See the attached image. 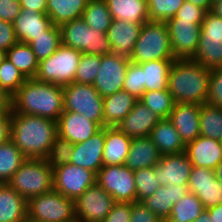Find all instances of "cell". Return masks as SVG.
Returning a JSON list of instances; mask_svg holds the SVG:
<instances>
[{
  "instance_id": "cell-1",
  "label": "cell",
  "mask_w": 222,
  "mask_h": 222,
  "mask_svg": "<svg viewBox=\"0 0 222 222\" xmlns=\"http://www.w3.org/2000/svg\"><path fill=\"white\" fill-rule=\"evenodd\" d=\"M57 135V121L12 111L10 139L27 159H46Z\"/></svg>"
},
{
  "instance_id": "cell-2",
  "label": "cell",
  "mask_w": 222,
  "mask_h": 222,
  "mask_svg": "<svg viewBox=\"0 0 222 222\" xmlns=\"http://www.w3.org/2000/svg\"><path fill=\"white\" fill-rule=\"evenodd\" d=\"M63 101V86L31 78L12 96L11 109L14 113L58 121L64 111Z\"/></svg>"
},
{
  "instance_id": "cell-3",
  "label": "cell",
  "mask_w": 222,
  "mask_h": 222,
  "mask_svg": "<svg viewBox=\"0 0 222 222\" xmlns=\"http://www.w3.org/2000/svg\"><path fill=\"white\" fill-rule=\"evenodd\" d=\"M210 69L193 59H175L168 78V91L175 103L204 104Z\"/></svg>"
},
{
  "instance_id": "cell-4",
  "label": "cell",
  "mask_w": 222,
  "mask_h": 222,
  "mask_svg": "<svg viewBox=\"0 0 222 222\" xmlns=\"http://www.w3.org/2000/svg\"><path fill=\"white\" fill-rule=\"evenodd\" d=\"M175 60L166 22L147 21L143 24L130 61L141 64L153 60Z\"/></svg>"
},
{
  "instance_id": "cell-5",
  "label": "cell",
  "mask_w": 222,
  "mask_h": 222,
  "mask_svg": "<svg viewBox=\"0 0 222 222\" xmlns=\"http://www.w3.org/2000/svg\"><path fill=\"white\" fill-rule=\"evenodd\" d=\"M7 184L28 201L53 190V169L46 159H27Z\"/></svg>"
},
{
  "instance_id": "cell-6",
  "label": "cell",
  "mask_w": 222,
  "mask_h": 222,
  "mask_svg": "<svg viewBox=\"0 0 222 222\" xmlns=\"http://www.w3.org/2000/svg\"><path fill=\"white\" fill-rule=\"evenodd\" d=\"M61 43L76 49L82 54L105 55L112 53L106 33L88 26L81 18L61 25Z\"/></svg>"
},
{
  "instance_id": "cell-7",
  "label": "cell",
  "mask_w": 222,
  "mask_h": 222,
  "mask_svg": "<svg viewBox=\"0 0 222 222\" xmlns=\"http://www.w3.org/2000/svg\"><path fill=\"white\" fill-rule=\"evenodd\" d=\"M27 222H77L75 201L54 189L27 201Z\"/></svg>"
},
{
  "instance_id": "cell-8",
  "label": "cell",
  "mask_w": 222,
  "mask_h": 222,
  "mask_svg": "<svg viewBox=\"0 0 222 222\" xmlns=\"http://www.w3.org/2000/svg\"><path fill=\"white\" fill-rule=\"evenodd\" d=\"M82 52L63 44L49 58L39 61L35 79L59 86L74 82Z\"/></svg>"
},
{
  "instance_id": "cell-9",
  "label": "cell",
  "mask_w": 222,
  "mask_h": 222,
  "mask_svg": "<svg viewBox=\"0 0 222 222\" xmlns=\"http://www.w3.org/2000/svg\"><path fill=\"white\" fill-rule=\"evenodd\" d=\"M64 111L82 114L85 118L104 127L103 97L93 85L73 82L63 86Z\"/></svg>"
},
{
  "instance_id": "cell-10",
  "label": "cell",
  "mask_w": 222,
  "mask_h": 222,
  "mask_svg": "<svg viewBox=\"0 0 222 222\" xmlns=\"http://www.w3.org/2000/svg\"><path fill=\"white\" fill-rule=\"evenodd\" d=\"M193 60L207 69L222 67V18L208 11L201 24V34Z\"/></svg>"
},
{
  "instance_id": "cell-11",
  "label": "cell",
  "mask_w": 222,
  "mask_h": 222,
  "mask_svg": "<svg viewBox=\"0 0 222 222\" xmlns=\"http://www.w3.org/2000/svg\"><path fill=\"white\" fill-rule=\"evenodd\" d=\"M96 182L115 202H136L134 171L125 165H106L96 174Z\"/></svg>"
},
{
  "instance_id": "cell-12",
  "label": "cell",
  "mask_w": 222,
  "mask_h": 222,
  "mask_svg": "<svg viewBox=\"0 0 222 222\" xmlns=\"http://www.w3.org/2000/svg\"><path fill=\"white\" fill-rule=\"evenodd\" d=\"M95 182L94 172L71 163L53 169V189L74 201Z\"/></svg>"
},
{
  "instance_id": "cell-13",
  "label": "cell",
  "mask_w": 222,
  "mask_h": 222,
  "mask_svg": "<svg viewBox=\"0 0 222 222\" xmlns=\"http://www.w3.org/2000/svg\"><path fill=\"white\" fill-rule=\"evenodd\" d=\"M114 203L113 197L95 182L75 200L76 221L102 222Z\"/></svg>"
},
{
  "instance_id": "cell-14",
  "label": "cell",
  "mask_w": 222,
  "mask_h": 222,
  "mask_svg": "<svg viewBox=\"0 0 222 222\" xmlns=\"http://www.w3.org/2000/svg\"><path fill=\"white\" fill-rule=\"evenodd\" d=\"M129 62L130 58L114 53L102 56L99 72L93 86L103 98L123 90Z\"/></svg>"
},
{
  "instance_id": "cell-15",
  "label": "cell",
  "mask_w": 222,
  "mask_h": 222,
  "mask_svg": "<svg viewBox=\"0 0 222 222\" xmlns=\"http://www.w3.org/2000/svg\"><path fill=\"white\" fill-rule=\"evenodd\" d=\"M175 59H193L196 55L201 25L186 20L166 21Z\"/></svg>"
},
{
  "instance_id": "cell-16",
  "label": "cell",
  "mask_w": 222,
  "mask_h": 222,
  "mask_svg": "<svg viewBox=\"0 0 222 222\" xmlns=\"http://www.w3.org/2000/svg\"><path fill=\"white\" fill-rule=\"evenodd\" d=\"M188 191L197 195L205 210L222 203V183L214 170L192 166Z\"/></svg>"
},
{
  "instance_id": "cell-17",
  "label": "cell",
  "mask_w": 222,
  "mask_h": 222,
  "mask_svg": "<svg viewBox=\"0 0 222 222\" xmlns=\"http://www.w3.org/2000/svg\"><path fill=\"white\" fill-rule=\"evenodd\" d=\"M191 169L192 163L186 152L161 156L159 163L154 166L155 178L161 186L188 187Z\"/></svg>"
},
{
  "instance_id": "cell-18",
  "label": "cell",
  "mask_w": 222,
  "mask_h": 222,
  "mask_svg": "<svg viewBox=\"0 0 222 222\" xmlns=\"http://www.w3.org/2000/svg\"><path fill=\"white\" fill-rule=\"evenodd\" d=\"M105 143V127L101 128L85 142L74 144L70 163L91 170L95 174L103 167V150Z\"/></svg>"
},
{
  "instance_id": "cell-19",
  "label": "cell",
  "mask_w": 222,
  "mask_h": 222,
  "mask_svg": "<svg viewBox=\"0 0 222 222\" xmlns=\"http://www.w3.org/2000/svg\"><path fill=\"white\" fill-rule=\"evenodd\" d=\"M100 129L97 123L76 112L63 111L57 121L58 135L73 144L85 142Z\"/></svg>"
},
{
  "instance_id": "cell-20",
  "label": "cell",
  "mask_w": 222,
  "mask_h": 222,
  "mask_svg": "<svg viewBox=\"0 0 222 222\" xmlns=\"http://www.w3.org/2000/svg\"><path fill=\"white\" fill-rule=\"evenodd\" d=\"M201 106L200 104L176 103L168 118L185 145L200 136Z\"/></svg>"
},
{
  "instance_id": "cell-21",
  "label": "cell",
  "mask_w": 222,
  "mask_h": 222,
  "mask_svg": "<svg viewBox=\"0 0 222 222\" xmlns=\"http://www.w3.org/2000/svg\"><path fill=\"white\" fill-rule=\"evenodd\" d=\"M161 120L145 104L136 101L131 112L116 126V128L133 138L149 137L151 130Z\"/></svg>"
},
{
  "instance_id": "cell-22",
  "label": "cell",
  "mask_w": 222,
  "mask_h": 222,
  "mask_svg": "<svg viewBox=\"0 0 222 222\" xmlns=\"http://www.w3.org/2000/svg\"><path fill=\"white\" fill-rule=\"evenodd\" d=\"M143 24L113 19L106 32L112 53L130 58Z\"/></svg>"
},
{
  "instance_id": "cell-23",
  "label": "cell",
  "mask_w": 222,
  "mask_h": 222,
  "mask_svg": "<svg viewBox=\"0 0 222 222\" xmlns=\"http://www.w3.org/2000/svg\"><path fill=\"white\" fill-rule=\"evenodd\" d=\"M185 152L195 167L214 170L222 161L221 142L201 135L186 145Z\"/></svg>"
},
{
  "instance_id": "cell-24",
  "label": "cell",
  "mask_w": 222,
  "mask_h": 222,
  "mask_svg": "<svg viewBox=\"0 0 222 222\" xmlns=\"http://www.w3.org/2000/svg\"><path fill=\"white\" fill-rule=\"evenodd\" d=\"M51 25V19L46 13H39L33 9H21L13 22L18 42L27 44L43 34Z\"/></svg>"
},
{
  "instance_id": "cell-25",
  "label": "cell",
  "mask_w": 222,
  "mask_h": 222,
  "mask_svg": "<svg viewBox=\"0 0 222 222\" xmlns=\"http://www.w3.org/2000/svg\"><path fill=\"white\" fill-rule=\"evenodd\" d=\"M188 192V187L177 185L160 186L153 195L148 196L142 203L163 222L169 218L172 207Z\"/></svg>"
},
{
  "instance_id": "cell-26",
  "label": "cell",
  "mask_w": 222,
  "mask_h": 222,
  "mask_svg": "<svg viewBox=\"0 0 222 222\" xmlns=\"http://www.w3.org/2000/svg\"><path fill=\"white\" fill-rule=\"evenodd\" d=\"M161 156L149 137L133 138L124 165L132 171L154 167L159 163Z\"/></svg>"
},
{
  "instance_id": "cell-27",
  "label": "cell",
  "mask_w": 222,
  "mask_h": 222,
  "mask_svg": "<svg viewBox=\"0 0 222 222\" xmlns=\"http://www.w3.org/2000/svg\"><path fill=\"white\" fill-rule=\"evenodd\" d=\"M149 138L162 156L186 151V145L169 119H161L151 130Z\"/></svg>"
},
{
  "instance_id": "cell-28",
  "label": "cell",
  "mask_w": 222,
  "mask_h": 222,
  "mask_svg": "<svg viewBox=\"0 0 222 222\" xmlns=\"http://www.w3.org/2000/svg\"><path fill=\"white\" fill-rule=\"evenodd\" d=\"M132 139L116 127H105L103 166L124 165L130 150Z\"/></svg>"
},
{
  "instance_id": "cell-29",
  "label": "cell",
  "mask_w": 222,
  "mask_h": 222,
  "mask_svg": "<svg viewBox=\"0 0 222 222\" xmlns=\"http://www.w3.org/2000/svg\"><path fill=\"white\" fill-rule=\"evenodd\" d=\"M137 100L125 90L104 97V127H116L131 112Z\"/></svg>"
},
{
  "instance_id": "cell-30",
  "label": "cell",
  "mask_w": 222,
  "mask_h": 222,
  "mask_svg": "<svg viewBox=\"0 0 222 222\" xmlns=\"http://www.w3.org/2000/svg\"><path fill=\"white\" fill-rule=\"evenodd\" d=\"M0 222H27V200L7 183L0 184Z\"/></svg>"
},
{
  "instance_id": "cell-31",
  "label": "cell",
  "mask_w": 222,
  "mask_h": 222,
  "mask_svg": "<svg viewBox=\"0 0 222 222\" xmlns=\"http://www.w3.org/2000/svg\"><path fill=\"white\" fill-rule=\"evenodd\" d=\"M112 19L145 23L148 20L147 0H105Z\"/></svg>"
},
{
  "instance_id": "cell-32",
  "label": "cell",
  "mask_w": 222,
  "mask_h": 222,
  "mask_svg": "<svg viewBox=\"0 0 222 222\" xmlns=\"http://www.w3.org/2000/svg\"><path fill=\"white\" fill-rule=\"evenodd\" d=\"M88 0H47L46 14L53 25L60 27L82 17Z\"/></svg>"
},
{
  "instance_id": "cell-33",
  "label": "cell",
  "mask_w": 222,
  "mask_h": 222,
  "mask_svg": "<svg viewBox=\"0 0 222 222\" xmlns=\"http://www.w3.org/2000/svg\"><path fill=\"white\" fill-rule=\"evenodd\" d=\"M173 62L174 60L160 59L141 63L145 92L168 89V78Z\"/></svg>"
},
{
  "instance_id": "cell-34",
  "label": "cell",
  "mask_w": 222,
  "mask_h": 222,
  "mask_svg": "<svg viewBox=\"0 0 222 222\" xmlns=\"http://www.w3.org/2000/svg\"><path fill=\"white\" fill-rule=\"evenodd\" d=\"M6 56L26 79L35 78L39 60L29 44L17 42L6 52Z\"/></svg>"
},
{
  "instance_id": "cell-35",
  "label": "cell",
  "mask_w": 222,
  "mask_h": 222,
  "mask_svg": "<svg viewBox=\"0 0 222 222\" xmlns=\"http://www.w3.org/2000/svg\"><path fill=\"white\" fill-rule=\"evenodd\" d=\"M26 160L11 139L0 144V184L7 183Z\"/></svg>"
},
{
  "instance_id": "cell-36",
  "label": "cell",
  "mask_w": 222,
  "mask_h": 222,
  "mask_svg": "<svg viewBox=\"0 0 222 222\" xmlns=\"http://www.w3.org/2000/svg\"><path fill=\"white\" fill-rule=\"evenodd\" d=\"M203 212L204 206L195 193L187 192L175 203L166 222H193Z\"/></svg>"
},
{
  "instance_id": "cell-37",
  "label": "cell",
  "mask_w": 222,
  "mask_h": 222,
  "mask_svg": "<svg viewBox=\"0 0 222 222\" xmlns=\"http://www.w3.org/2000/svg\"><path fill=\"white\" fill-rule=\"evenodd\" d=\"M82 19L91 28L104 33L113 20L105 0H88Z\"/></svg>"
},
{
  "instance_id": "cell-38",
  "label": "cell",
  "mask_w": 222,
  "mask_h": 222,
  "mask_svg": "<svg viewBox=\"0 0 222 222\" xmlns=\"http://www.w3.org/2000/svg\"><path fill=\"white\" fill-rule=\"evenodd\" d=\"M200 135L217 141L222 140V109L202 104L200 113Z\"/></svg>"
},
{
  "instance_id": "cell-39",
  "label": "cell",
  "mask_w": 222,
  "mask_h": 222,
  "mask_svg": "<svg viewBox=\"0 0 222 222\" xmlns=\"http://www.w3.org/2000/svg\"><path fill=\"white\" fill-rule=\"evenodd\" d=\"M61 44L60 28L53 24L43 34L29 43L39 61L49 58Z\"/></svg>"
},
{
  "instance_id": "cell-40",
  "label": "cell",
  "mask_w": 222,
  "mask_h": 222,
  "mask_svg": "<svg viewBox=\"0 0 222 222\" xmlns=\"http://www.w3.org/2000/svg\"><path fill=\"white\" fill-rule=\"evenodd\" d=\"M138 100L161 119H168L176 104L168 89L146 91Z\"/></svg>"
},
{
  "instance_id": "cell-41",
  "label": "cell",
  "mask_w": 222,
  "mask_h": 222,
  "mask_svg": "<svg viewBox=\"0 0 222 222\" xmlns=\"http://www.w3.org/2000/svg\"><path fill=\"white\" fill-rule=\"evenodd\" d=\"M155 176L154 167H146L134 171L136 202H142L148 196L153 195L161 186Z\"/></svg>"
},
{
  "instance_id": "cell-42",
  "label": "cell",
  "mask_w": 222,
  "mask_h": 222,
  "mask_svg": "<svg viewBox=\"0 0 222 222\" xmlns=\"http://www.w3.org/2000/svg\"><path fill=\"white\" fill-rule=\"evenodd\" d=\"M184 0H147L148 20L166 22L174 17Z\"/></svg>"
},
{
  "instance_id": "cell-43",
  "label": "cell",
  "mask_w": 222,
  "mask_h": 222,
  "mask_svg": "<svg viewBox=\"0 0 222 222\" xmlns=\"http://www.w3.org/2000/svg\"><path fill=\"white\" fill-rule=\"evenodd\" d=\"M101 55L82 54L74 82L93 85L101 65Z\"/></svg>"
},
{
  "instance_id": "cell-44",
  "label": "cell",
  "mask_w": 222,
  "mask_h": 222,
  "mask_svg": "<svg viewBox=\"0 0 222 222\" xmlns=\"http://www.w3.org/2000/svg\"><path fill=\"white\" fill-rule=\"evenodd\" d=\"M25 81L23 74L6 58L0 66V88L12 97Z\"/></svg>"
},
{
  "instance_id": "cell-45",
  "label": "cell",
  "mask_w": 222,
  "mask_h": 222,
  "mask_svg": "<svg viewBox=\"0 0 222 222\" xmlns=\"http://www.w3.org/2000/svg\"><path fill=\"white\" fill-rule=\"evenodd\" d=\"M74 144L69 140L57 135L52 144L49 155L46 157L48 165L51 169L58 166L69 164L73 155Z\"/></svg>"
},
{
  "instance_id": "cell-46",
  "label": "cell",
  "mask_w": 222,
  "mask_h": 222,
  "mask_svg": "<svg viewBox=\"0 0 222 222\" xmlns=\"http://www.w3.org/2000/svg\"><path fill=\"white\" fill-rule=\"evenodd\" d=\"M143 69L141 64L129 62L126 70L125 80L123 84V90L132 94L135 98L139 99L145 92V86L143 85Z\"/></svg>"
},
{
  "instance_id": "cell-47",
  "label": "cell",
  "mask_w": 222,
  "mask_h": 222,
  "mask_svg": "<svg viewBox=\"0 0 222 222\" xmlns=\"http://www.w3.org/2000/svg\"><path fill=\"white\" fill-rule=\"evenodd\" d=\"M206 104L222 109V67L210 70Z\"/></svg>"
},
{
  "instance_id": "cell-48",
  "label": "cell",
  "mask_w": 222,
  "mask_h": 222,
  "mask_svg": "<svg viewBox=\"0 0 222 222\" xmlns=\"http://www.w3.org/2000/svg\"><path fill=\"white\" fill-rule=\"evenodd\" d=\"M206 11L203 8L193 5L192 3L185 1L176 15L168 20H186L191 23L202 24L205 18Z\"/></svg>"
},
{
  "instance_id": "cell-49",
  "label": "cell",
  "mask_w": 222,
  "mask_h": 222,
  "mask_svg": "<svg viewBox=\"0 0 222 222\" xmlns=\"http://www.w3.org/2000/svg\"><path fill=\"white\" fill-rule=\"evenodd\" d=\"M132 203L115 202L102 222H130Z\"/></svg>"
},
{
  "instance_id": "cell-50",
  "label": "cell",
  "mask_w": 222,
  "mask_h": 222,
  "mask_svg": "<svg viewBox=\"0 0 222 222\" xmlns=\"http://www.w3.org/2000/svg\"><path fill=\"white\" fill-rule=\"evenodd\" d=\"M130 222H163L142 202H133Z\"/></svg>"
},
{
  "instance_id": "cell-51",
  "label": "cell",
  "mask_w": 222,
  "mask_h": 222,
  "mask_svg": "<svg viewBox=\"0 0 222 222\" xmlns=\"http://www.w3.org/2000/svg\"><path fill=\"white\" fill-rule=\"evenodd\" d=\"M17 42L13 23L0 19V49L7 52Z\"/></svg>"
},
{
  "instance_id": "cell-52",
  "label": "cell",
  "mask_w": 222,
  "mask_h": 222,
  "mask_svg": "<svg viewBox=\"0 0 222 222\" xmlns=\"http://www.w3.org/2000/svg\"><path fill=\"white\" fill-rule=\"evenodd\" d=\"M21 12L19 0H0V19L13 23Z\"/></svg>"
},
{
  "instance_id": "cell-53",
  "label": "cell",
  "mask_w": 222,
  "mask_h": 222,
  "mask_svg": "<svg viewBox=\"0 0 222 222\" xmlns=\"http://www.w3.org/2000/svg\"><path fill=\"white\" fill-rule=\"evenodd\" d=\"M12 111L0 114V144L10 140Z\"/></svg>"
},
{
  "instance_id": "cell-54",
  "label": "cell",
  "mask_w": 222,
  "mask_h": 222,
  "mask_svg": "<svg viewBox=\"0 0 222 222\" xmlns=\"http://www.w3.org/2000/svg\"><path fill=\"white\" fill-rule=\"evenodd\" d=\"M21 9L35 10L39 13H46L47 0H19Z\"/></svg>"
},
{
  "instance_id": "cell-55",
  "label": "cell",
  "mask_w": 222,
  "mask_h": 222,
  "mask_svg": "<svg viewBox=\"0 0 222 222\" xmlns=\"http://www.w3.org/2000/svg\"><path fill=\"white\" fill-rule=\"evenodd\" d=\"M11 100L12 97L0 88V114L7 111H12Z\"/></svg>"
},
{
  "instance_id": "cell-56",
  "label": "cell",
  "mask_w": 222,
  "mask_h": 222,
  "mask_svg": "<svg viewBox=\"0 0 222 222\" xmlns=\"http://www.w3.org/2000/svg\"><path fill=\"white\" fill-rule=\"evenodd\" d=\"M211 217L212 222H222V203L205 210Z\"/></svg>"
},
{
  "instance_id": "cell-57",
  "label": "cell",
  "mask_w": 222,
  "mask_h": 222,
  "mask_svg": "<svg viewBox=\"0 0 222 222\" xmlns=\"http://www.w3.org/2000/svg\"><path fill=\"white\" fill-rule=\"evenodd\" d=\"M192 3L195 6L203 8L206 12L211 10L212 2L211 0H184Z\"/></svg>"
},
{
  "instance_id": "cell-58",
  "label": "cell",
  "mask_w": 222,
  "mask_h": 222,
  "mask_svg": "<svg viewBox=\"0 0 222 222\" xmlns=\"http://www.w3.org/2000/svg\"><path fill=\"white\" fill-rule=\"evenodd\" d=\"M210 12L222 18V0L213 3Z\"/></svg>"
},
{
  "instance_id": "cell-59",
  "label": "cell",
  "mask_w": 222,
  "mask_h": 222,
  "mask_svg": "<svg viewBox=\"0 0 222 222\" xmlns=\"http://www.w3.org/2000/svg\"><path fill=\"white\" fill-rule=\"evenodd\" d=\"M215 177L222 183V161L214 169Z\"/></svg>"
},
{
  "instance_id": "cell-60",
  "label": "cell",
  "mask_w": 222,
  "mask_h": 222,
  "mask_svg": "<svg viewBox=\"0 0 222 222\" xmlns=\"http://www.w3.org/2000/svg\"><path fill=\"white\" fill-rule=\"evenodd\" d=\"M193 222H212V221L209 214L205 211Z\"/></svg>"
},
{
  "instance_id": "cell-61",
  "label": "cell",
  "mask_w": 222,
  "mask_h": 222,
  "mask_svg": "<svg viewBox=\"0 0 222 222\" xmlns=\"http://www.w3.org/2000/svg\"><path fill=\"white\" fill-rule=\"evenodd\" d=\"M7 58L6 51L0 49V66L2 65L3 61Z\"/></svg>"
},
{
  "instance_id": "cell-62",
  "label": "cell",
  "mask_w": 222,
  "mask_h": 222,
  "mask_svg": "<svg viewBox=\"0 0 222 222\" xmlns=\"http://www.w3.org/2000/svg\"><path fill=\"white\" fill-rule=\"evenodd\" d=\"M216 1H220V0H211L212 4L215 3Z\"/></svg>"
}]
</instances>
